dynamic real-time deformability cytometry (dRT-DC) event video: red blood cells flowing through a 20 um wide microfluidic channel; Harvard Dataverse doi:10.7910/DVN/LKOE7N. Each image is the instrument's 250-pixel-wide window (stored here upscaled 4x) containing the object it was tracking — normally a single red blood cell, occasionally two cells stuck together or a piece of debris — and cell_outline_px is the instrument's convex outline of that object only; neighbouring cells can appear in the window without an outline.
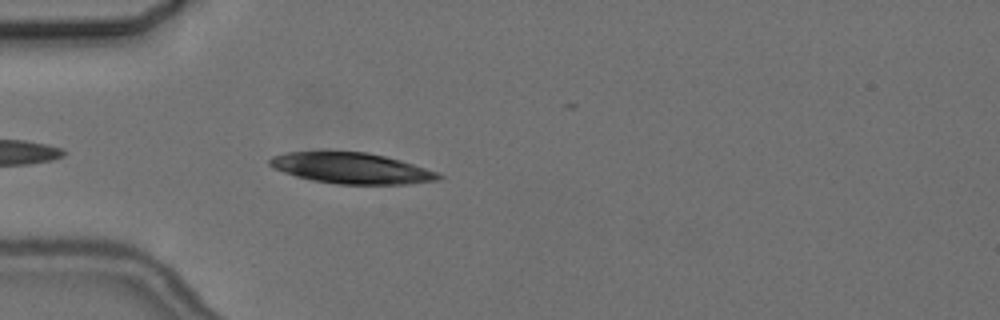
{"species": "common noctule bat (a hibernating species)", "species_latin": "Nyctalus noctula", "temperature_condition": "cold", "stored_images_in_passage": 5, "camera_frame_rate_fps": 3000, "um_per_image_px": 0.085, "animal": {"sex": "female", "body_mass_g": 24.6, "forearm_length_mm": 56.2}, "frame": {"image": 1, "passage_image": 4, "time_ms": 3.333, "image_size_px": [1000, 320], "cell_outline_px": [[444, 176], [440, 180], [408, 184], [336, 184], [312, 180], [296, 176], [284, 172], [268, 164], [268, 160], [272, 156], [288, 152], [320, 148], [368, 152], [400, 160], [440, 172]], "centroid_in_image_um": [29.85, 14.25], "position_along_channel_um": 55.1, "area_um2": 31.44}}